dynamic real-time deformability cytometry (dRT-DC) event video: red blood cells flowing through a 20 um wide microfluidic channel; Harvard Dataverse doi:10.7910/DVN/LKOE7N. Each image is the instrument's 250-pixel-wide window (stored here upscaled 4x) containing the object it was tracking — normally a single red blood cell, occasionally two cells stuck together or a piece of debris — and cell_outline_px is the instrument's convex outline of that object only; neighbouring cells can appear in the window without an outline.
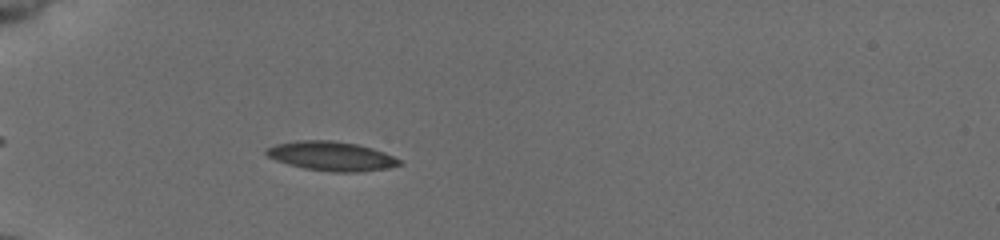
{"species": "common noctule bat (a hibernating species)", "species_latin": "Nyctalus noctula", "temperature_condition": "cold", "stored_images_in_passage": 40, "camera_frame_rate_fps": 3000, "um_per_image_px": 0.085, "animal": {"sex": "female", "body_mass_g": 19.5, "forearm_length_mm": 54.1}, "frame": {"image": 1, "passage_image": 7, "time_ms": 2.0, "image_size_px": [1000, 240], "cell_outline_px": [[404, 164], [388, 168], [356, 172], [332, 172], [304, 168], [288, 164], [276, 160], [268, 156], [264, 152], [264, 148], [276, 144], [296, 140], [332, 140], [356, 144], [372, 148], [384, 152], [400, 160]], "centroid_in_image_um": [28.15, 13.26], "position_along_channel_um": 56.9, "area_um2": 22.72}}
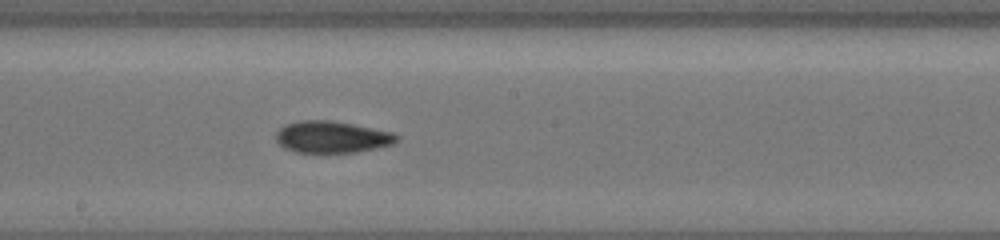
{"frame": {"image": 2, "passage_image": 21, "time_ms": 6.667, "image_size_px": [1000, 240], "cell_outline_px": [[400, 140], [396, 144], [356, 152], [296, 152], [284, 148], [276, 140], [276, 132], [284, 124], [296, 120], [328, 120], [352, 124], [392, 132], [400, 136]], "centroid_in_image_um": [28.23, 11.64], "position_along_channel_um": 220.0, "area_um2": 22.48}}
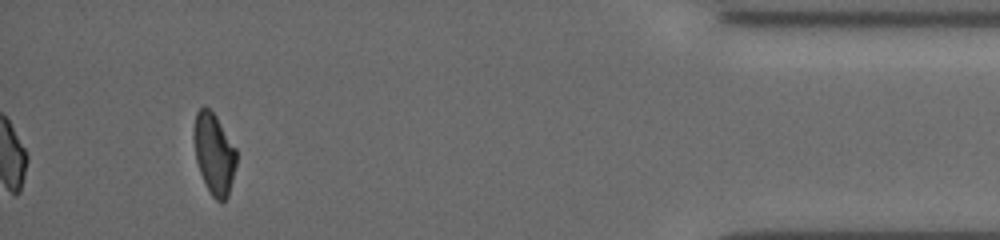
{"frame": {"image": 3, "passage_image": 40, "time_ms": 13.0, "image_size_px": [1000, 240], "cell_outline_px": [[236, 164], [228, 196], [220, 204], [212, 196], [200, 172], [196, 160], [196, 112], [204, 104], [216, 116], [236, 148]], "centroid_in_image_um": [18.24, 13.09], "position_along_channel_um": 417.0, "area_um2": 19.42}, "authors_computed_cell_mechanics": {"area_um2": 22.0507, "velocity_mm_per_s": 3.896, "shape_relaxation_time_tau1_ms": 9.134, "shape_relaxation_time_tau2_ms": 2.4172, "deformation_change_tau1": 0.2206, "deformation_change_tau2": 0.0598}}